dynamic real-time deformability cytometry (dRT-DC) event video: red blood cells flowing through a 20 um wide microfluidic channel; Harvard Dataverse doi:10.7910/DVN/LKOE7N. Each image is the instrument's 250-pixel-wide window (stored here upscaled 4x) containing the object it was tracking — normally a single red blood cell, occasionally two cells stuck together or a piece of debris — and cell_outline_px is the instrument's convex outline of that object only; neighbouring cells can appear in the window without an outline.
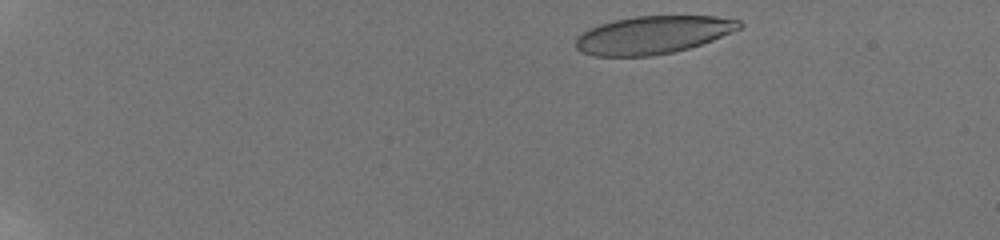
{"species": "human", "species_latin": "Homo sapiens", "temperature_condition": "room temperature", "stored_images_in_passage": 18, "camera_frame_rate_fps": 3000, "um_per_image_px": 0.085, "donor": {"sex": "male"}, "frame": {"image": 1, "passage_image": 3, "time_ms": 0.333, "image_size_px": [1000, 240], "cell_outline_px": [[744, 24], [740, 28], [712, 40], [688, 48], [672, 52], [652, 56], [592, 56], [580, 52], [576, 48], [576, 36], [588, 28], [612, 20], [636, 16], [716, 16], [740, 20]], "centroid_in_image_um": [55.45, 2.96], "position_along_channel_um": 29.5, "area_um2": 36.18}}
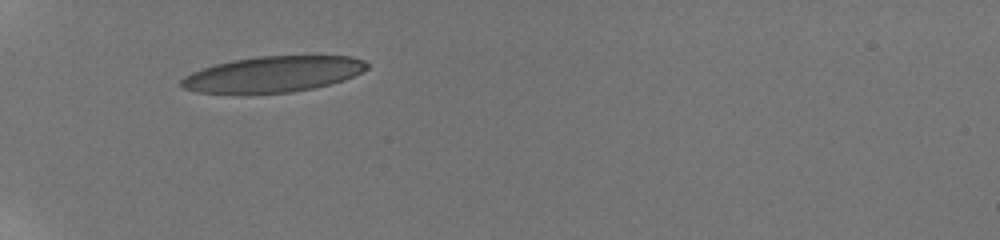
{"frame": {"image": 2, "passage_image": 17, "time_ms": 4.0, "image_size_px": [1000, 240], "cell_outline_px": [[368, 68], [344, 80], [332, 84], [292, 92], [244, 96], [196, 92], [184, 88], [180, 84], [180, 80], [184, 76], [192, 72], [216, 64], [232, 60], [260, 56], [352, 56], [364, 60], [368, 64]], "centroid_in_image_um": [23.15, 6.35], "position_along_channel_um": 61.8, "area_um2": 39.59}}